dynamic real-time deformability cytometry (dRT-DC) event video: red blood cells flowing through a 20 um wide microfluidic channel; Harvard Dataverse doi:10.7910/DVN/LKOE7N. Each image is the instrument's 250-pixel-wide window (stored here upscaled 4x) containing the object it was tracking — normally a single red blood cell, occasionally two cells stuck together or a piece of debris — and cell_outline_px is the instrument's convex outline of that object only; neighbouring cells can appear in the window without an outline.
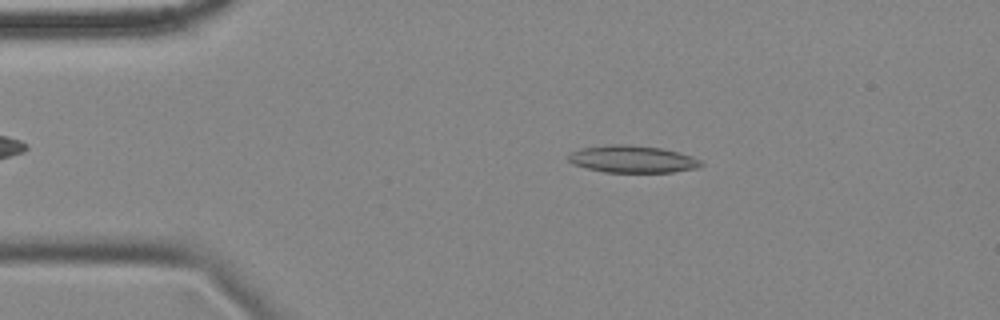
{"species": "common noctule bat (a hibernating species)", "species_latin": "Nyctalus noctula", "temperature_condition": "cold", "stored_images_in_passage": 56, "camera_frame_rate_fps": 3000, "um_per_image_px": 0.085, "animal": {"sex": "female", "body_mass_g": 18.4}, "frame": {"image": 1, "passage_image": 10, "time_ms": 3.0, "image_size_px": [1000, 320], "cell_outline_px": [[704, 164], [696, 168], [672, 172], [604, 172], [588, 168], [576, 164], [568, 160], [568, 156], [572, 152], [580, 148], [612, 144], [628, 144], [660, 148], [692, 156], [700, 160]], "centroid_in_image_um": [53.76, 13.52], "position_along_channel_um": 31.2, "area_um2": 20.75}}
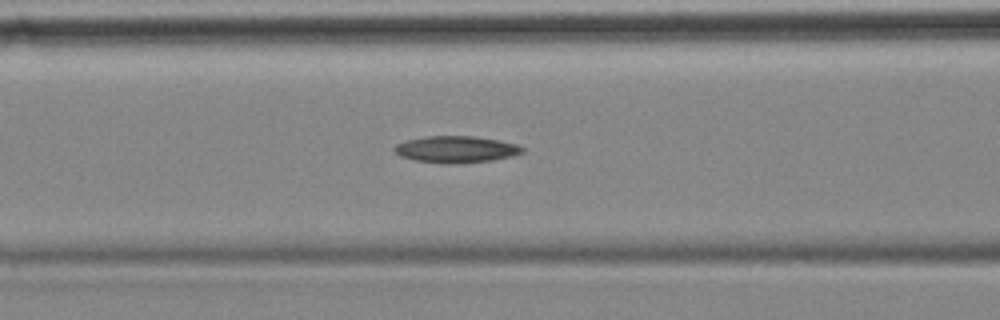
{"frame": {"image": 2, "passage_image": 22, "time_ms": 7.0, "image_size_px": [1000, 320], "cell_outline_px": [[524, 152], [512, 156], [492, 160], [416, 160], [400, 156], [392, 148], [396, 144], [404, 140], [424, 136], [476, 136], [516, 144], [524, 148]], "centroid_in_image_um": [38.75, 12.62], "position_along_channel_um": 127.8, "area_um2": 18.73}}
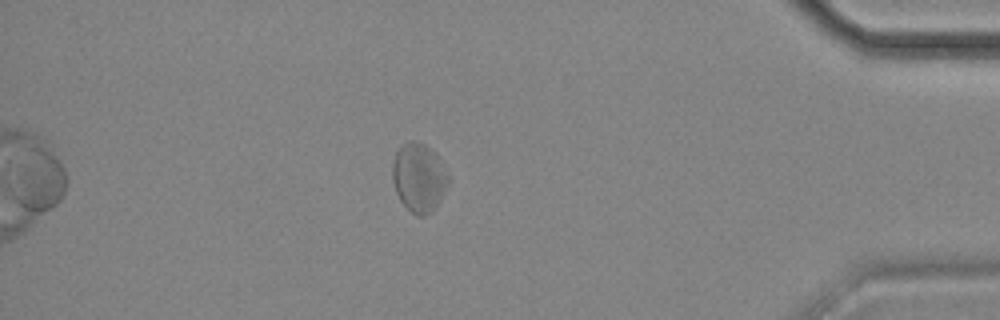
{"frame": {"image": 3, "passage_image": 49, "time_ms": 16.0, "image_size_px": [1000, 320], "cell_outline_px": [[448, 184], [440, 200], [424, 216], [416, 216], [400, 200], [396, 192], [392, 180], [392, 164], [396, 152], [408, 140], [416, 140], [424, 144], [436, 156], [448, 176]], "centroid_in_image_um": [35.56, 15.08], "position_along_channel_um": 399.6, "area_um2": 21.79}}